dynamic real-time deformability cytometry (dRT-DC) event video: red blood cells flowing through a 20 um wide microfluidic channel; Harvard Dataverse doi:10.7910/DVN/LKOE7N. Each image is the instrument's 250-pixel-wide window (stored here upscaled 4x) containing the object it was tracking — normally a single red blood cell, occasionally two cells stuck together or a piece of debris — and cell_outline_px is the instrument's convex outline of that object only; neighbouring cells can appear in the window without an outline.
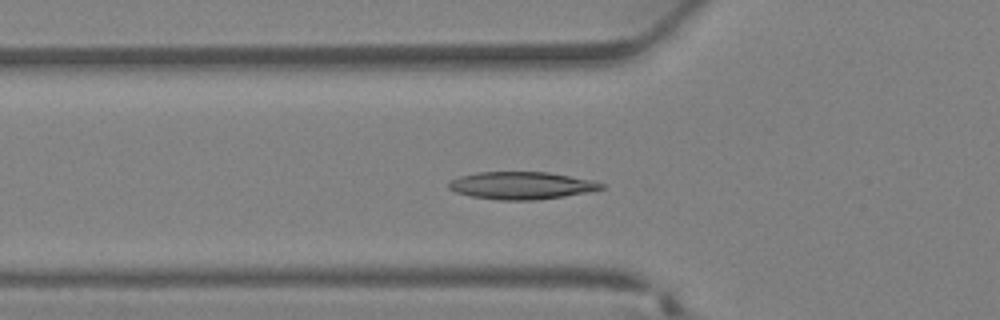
{"species": "Egyptian fruit bat (a non-hibernating species)", "species_latin": "Rousettus aegyptiacus", "temperature_condition": "warm", "stored_images_in_passage": 21, "camera_frame_rate_fps": 3000, "um_per_image_px": 0.085, "animal": {"sex": "female"}, "frame": {"image": 1, "passage_image": 13, "time_ms": 4.0, "image_size_px": [1000, 320], "cell_outline_px": [[604, 188], [592, 192], [536, 200], [500, 200], [472, 196], [456, 192], [448, 188], [448, 180], [460, 176], [476, 172], [548, 172], [596, 180], [604, 184]], "centroid_in_image_um": [44.36, 15.76], "position_along_channel_um": 81.4, "area_um2": 24.68}}
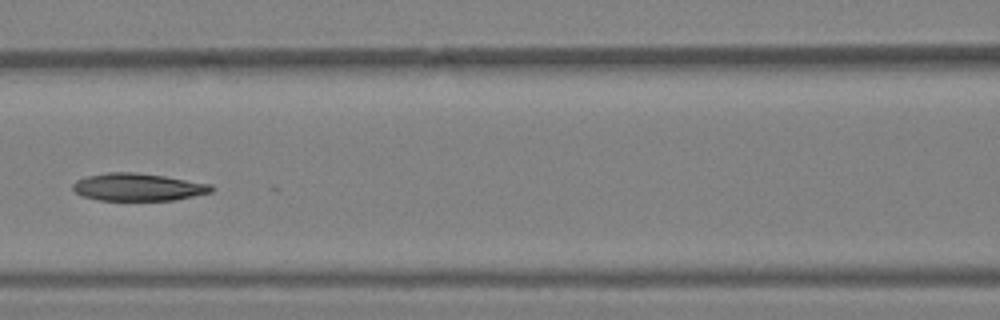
{"frame": {"image": 2, "passage_image": 17, "time_ms": 5.333, "image_size_px": [1000, 320], "cell_outline_px": [[216, 188], [212, 192], [176, 200], [96, 200], [84, 196], [76, 192], [72, 188], [72, 184], [76, 180], [88, 176], [108, 172], [132, 172], [164, 176], [212, 184]], "centroid_in_image_um": [11.76, 15.9], "position_along_channel_um": 154.8, "area_um2": 22.25}}
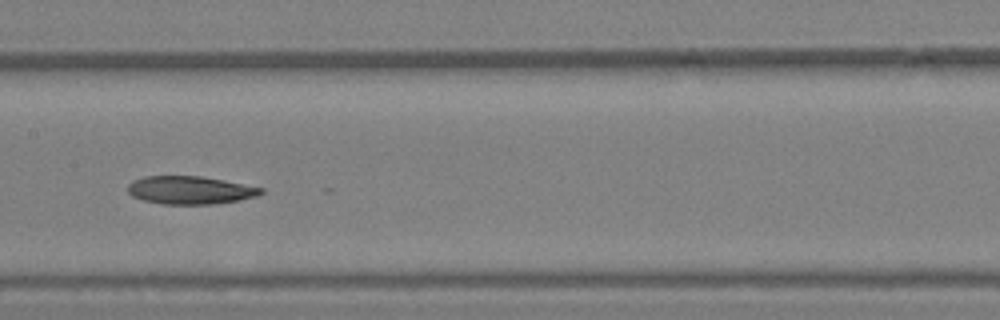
{"frame": {"image": 3, "passage_image": 19, "time_ms": 6.0, "image_size_px": [1000, 320], "cell_outline_px": [[264, 192], [256, 196], [236, 200], [212, 204], [160, 204], [144, 200], [132, 196], [128, 192], [128, 184], [144, 176], [200, 176], [224, 180], [264, 188]], "centroid_in_image_um": [16.15, 16.16], "position_along_channel_um": 191.2, "area_um2": 21.56}}